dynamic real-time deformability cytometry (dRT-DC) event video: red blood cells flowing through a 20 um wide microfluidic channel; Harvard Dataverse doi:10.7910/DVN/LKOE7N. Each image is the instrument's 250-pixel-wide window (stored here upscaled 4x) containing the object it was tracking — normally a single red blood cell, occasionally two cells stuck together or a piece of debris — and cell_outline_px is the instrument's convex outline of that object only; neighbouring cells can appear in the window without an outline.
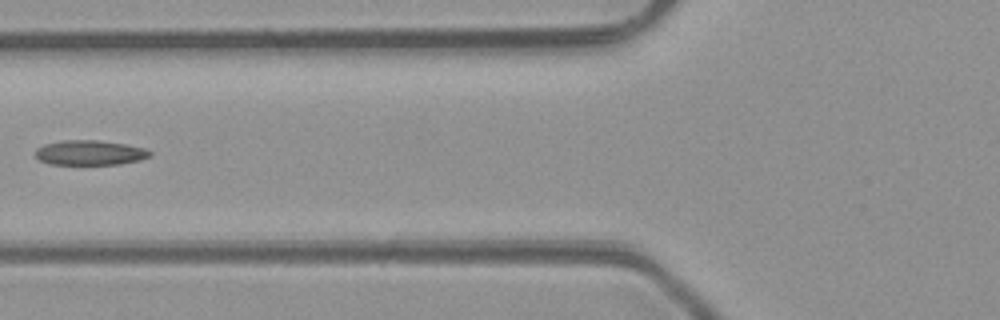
{"species": "common noctule bat (a hibernating species)", "species_latin": "Nyctalus noctula", "temperature_condition": "room temperature", "stored_images_in_passage": 5, "camera_frame_rate_fps": 3000, "um_per_image_px": 0.085, "animal": {"sex": "male", "body_mass_g": 23.1, "forearm_length_mm": 52.7}, "frame": {"image": 1, "passage_image": 5, "time_ms": 5.0, "image_size_px": [1000, 320], "cell_outline_px": [[152, 156], [140, 160], [120, 164], [48, 164], [40, 160], [36, 156], [36, 148], [44, 144], [64, 140], [100, 140], [124, 144], [144, 148], [152, 152]], "centroid_in_image_um": [7.65, 12.98], "position_along_channel_um": 118.1, "area_um2": 16.59}}